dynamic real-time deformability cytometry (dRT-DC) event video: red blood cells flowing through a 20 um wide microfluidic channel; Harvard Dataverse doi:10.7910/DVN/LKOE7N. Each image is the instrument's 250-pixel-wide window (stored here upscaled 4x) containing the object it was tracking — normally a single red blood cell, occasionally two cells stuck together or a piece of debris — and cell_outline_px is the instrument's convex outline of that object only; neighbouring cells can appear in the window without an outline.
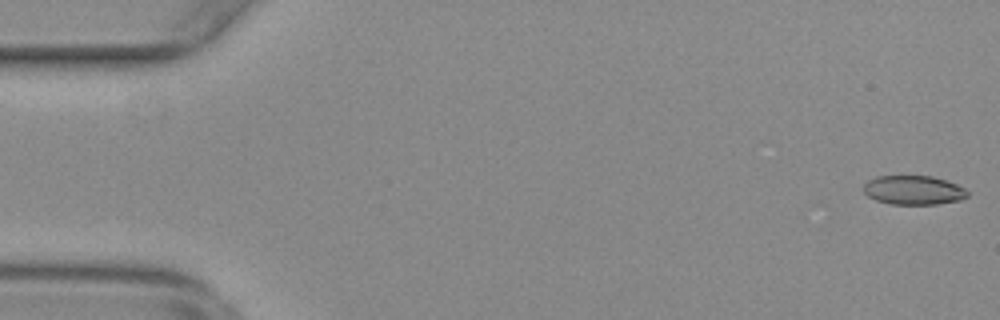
{"species": "common noctule bat (a hibernating species)", "species_latin": "Nyctalus noctula", "temperature_condition": "warm", "stored_images_in_passage": 55, "camera_frame_rate_fps": 3000, "um_per_image_px": 0.085, "animal": {"sex": "female", "body_mass_g": 29.2, "forearm_length_mm": 56.3}, "frame": {"image": 1, "passage_image": 1, "time_ms": 0.0, "image_size_px": [1000, 320], "cell_outline_px": [[968, 196], [960, 200], [936, 204], [892, 204], [876, 200], [868, 196], [864, 192], [864, 184], [868, 180], [876, 176], [932, 176], [956, 184], [964, 188], [968, 192]], "centroid_in_image_um": [77.64, 16.16], "position_along_channel_um": 7.4, "area_um2": 17.51}}
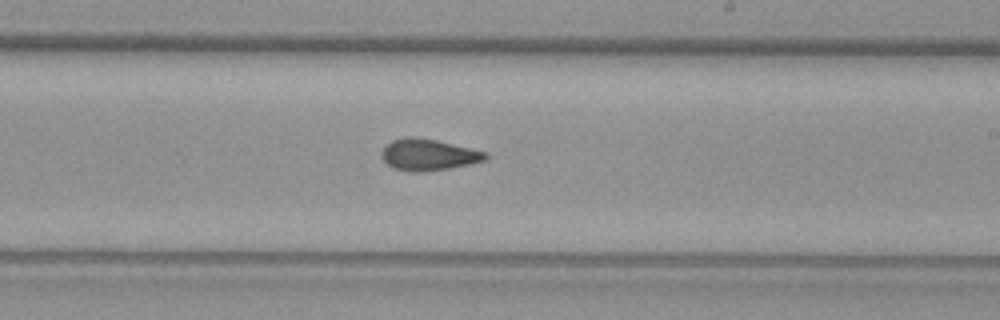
{"frame": {"image": 2, "passage_image": 32, "time_ms": 10.333, "image_size_px": [1000, 320], "cell_outline_px": [[488, 156], [484, 160], [468, 164], [448, 168], [424, 172], [412, 172], [392, 168], [380, 156], [380, 152], [384, 144], [392, 140], [408, 136], [412, 136], [436, 140], [488, 152]], "centroid_in_image_um": [36.35, 13.14], "position_along_channel_um": 252.6, "area_um2": 19.13}}
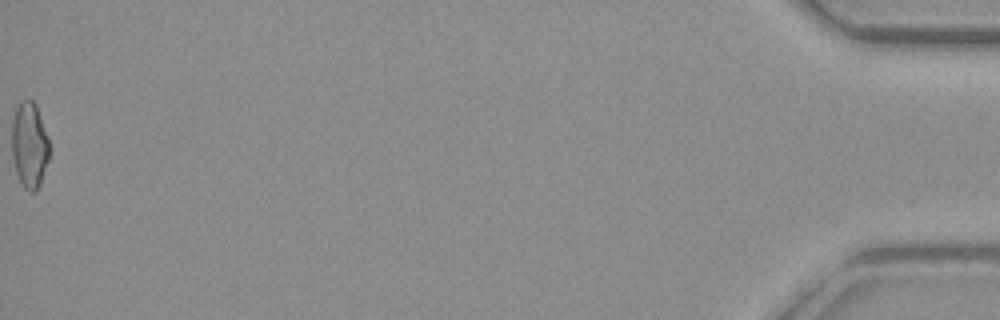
{"frame": {"image": 3, "passage_image": 55, "time_ms": 18.0, "image_size_px": [1000, 320], "cell_outline_px": [[48, 160], [40, 184], [36, 192], [28, 192], [24, 188], [16, 172], [12, 156], [12, 120], [16, 104], [20, 100], [32, 100], [36, 104], [48, 140]], "centroid_in_image_um": [2.47, 12.32], "position_along_channel_um": 432.7, "area_um2": 18.73}, "authors_computed_cell_mechanics": {"area_um2": 18.7272, "velocity_mm_per_s": 3.7887, "shape_relaxation_time_tau1_ms": null, "shape_relaxation_time_tau2_ms": 2.8237, "deformation_change_tau1": null, "deformation_change_tau2": 0.0953}}